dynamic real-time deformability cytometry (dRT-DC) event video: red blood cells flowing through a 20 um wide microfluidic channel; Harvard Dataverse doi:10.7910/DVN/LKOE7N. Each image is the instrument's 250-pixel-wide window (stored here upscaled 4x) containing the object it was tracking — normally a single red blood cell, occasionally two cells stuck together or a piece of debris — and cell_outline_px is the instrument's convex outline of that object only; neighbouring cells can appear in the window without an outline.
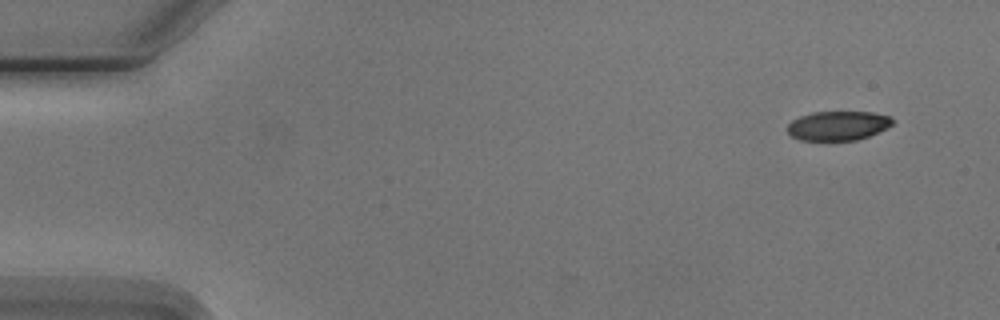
{"species": "Egyptian fruit bat (a non-hibernating species)", "species_latin": "Rousettus aegyptiacus", "temperature_condition": "cold", "stored_images_in_passage": 9, "camera_frame_rate_fps": 3000, "um_per_image_px": 0.085, "animal": {"sex": "male"}, "frame": {"image": 1, "passage_image": 1, "time_ms": 0.0, "image_size_px": [1000, 320], "cell_outline_px": [[892, 124], [888, 128], [868, 136], [856, 140], [800, 140], [792, 136], [788, 132], [788, 124], [792, 120], [800, 116], [812, 112], [872, 112], [888, 116], [892, 120]], "centroid_in_image_um": [71.21, 10.68], "position_along_channel_um": 13.8, "area_um2": 17.8}}
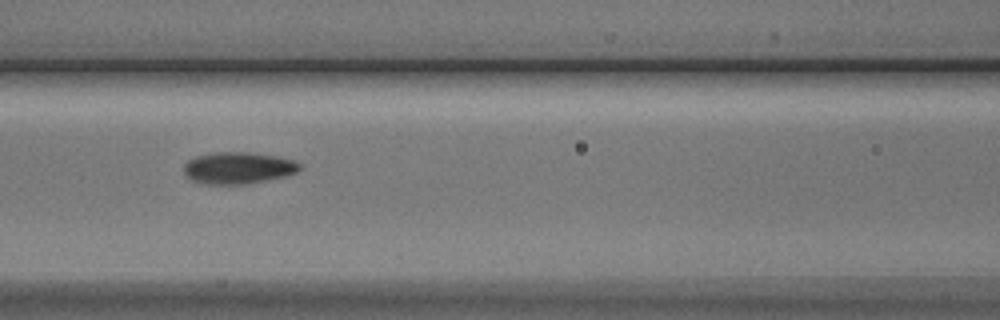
{"frame": {"image": 2, "passage_image": 6, "time_ms": 6.667, "image_size_px": [1000, 320], "cell_outline_px": [[300, 168], [296, 172], [284, 176], [244, 184], [204, 184], [192, 180], [184, 172], [184, 164], [188, 160], [196, 156], [212, 152], [252, 152], [276, 156], [292, 160], [300, 164]], "centroid_in_image_um": [20.2, 14.26], "position_along_channel_um": 146.4, "area_um2": 21.27}}
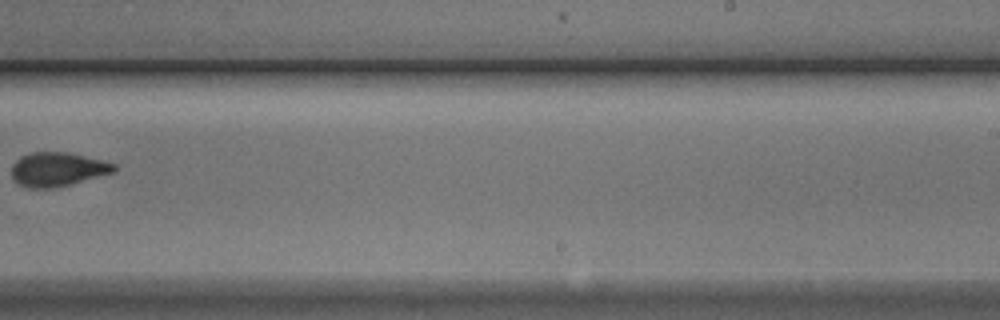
{"frame": {"image": 3, "passage_image": 9, "time_ms": 10.333, "image_size_px": [1000, 320], "cell_outline_px": [[116, 172], [72, 184], [56, 188], [28, 188], [20, 184], [12, 176], [12, 164], [20, 156], [28, 152], [68, 152], [116, 164]], "centroid_in_image_um": [4.9, 14.39], "position_along_channel_um": 284.1, "area_um2": 20.4}}